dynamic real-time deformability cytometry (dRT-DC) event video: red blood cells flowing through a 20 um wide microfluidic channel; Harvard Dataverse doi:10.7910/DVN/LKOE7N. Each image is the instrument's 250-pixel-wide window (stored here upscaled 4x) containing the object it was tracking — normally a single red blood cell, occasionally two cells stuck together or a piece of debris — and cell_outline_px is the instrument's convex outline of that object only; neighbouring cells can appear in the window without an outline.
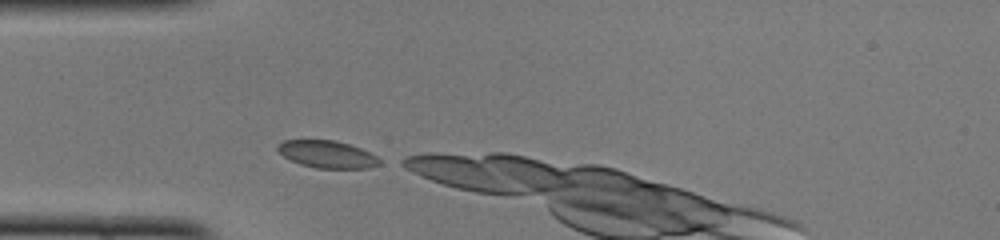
{"species": "common noctule bat (a hibernating species)", "species_latin": "Nyctalus noctula", "temperature_condition": "cold", "stored_images_in_passage": 4, "camera_frame_rate_fps": 3000, "um_per_image_px": 0.085, "animal": {"sex": "female", "body_mass_g": 22.0, "forearm_length_mm": 56.7}, "frame": {"image": 1, "passage_image": 1, "time_ms": 0.0, "image_size_px": [1000, 240], "cell_outline_px": [[384, 160], [380, 164], [368, 168], [316, 168], [300, 164], [284, 156], [276, 148], [276, 144], [284, 140], [336, 140], [360, 148]], "centroid_in_image_um": [27.82, 13.11], "position_along_channel_um": 57.2, "area_um2": 16.18}}